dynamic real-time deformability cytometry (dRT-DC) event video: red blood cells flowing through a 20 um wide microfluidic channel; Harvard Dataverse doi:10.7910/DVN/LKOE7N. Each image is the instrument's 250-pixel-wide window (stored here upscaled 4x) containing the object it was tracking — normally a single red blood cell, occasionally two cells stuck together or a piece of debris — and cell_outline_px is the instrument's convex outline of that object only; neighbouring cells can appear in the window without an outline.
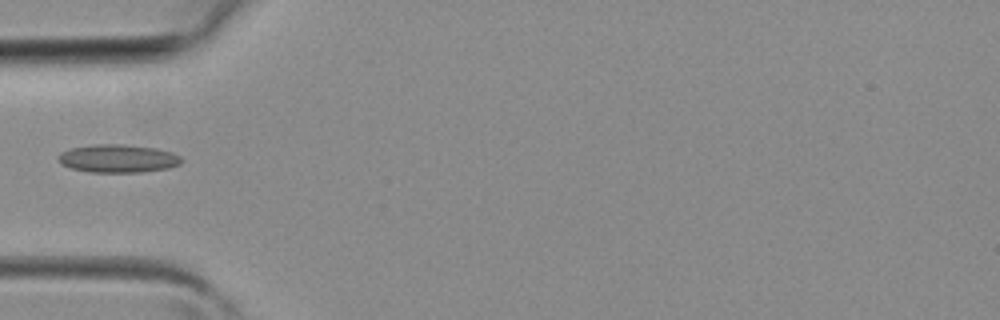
{"species": "common noctule bat (a hibernating species)", "species_latin": "Nyctalus noctula", "temperature_condition": "room temperature", "stored_images_in_passage": 4, "camera_frame_rate_fps": 3000, "um_per_image_px": 0.085, "animal": {"sex": "female", "body_mass_g": 19.3, "forearm_length_mm": 54.1}, "frame": {"image": 1, "passage_image": 4, "time_ms": 1.0, "image_size_px": [1000, 320], "cell_outline_px": [[184, 160], [180, 164], [168, 168], [140, 172], [92, 172], [72, 168], [60, 164], [56, 156], [60, 152], [72, 148], [92, 144], [120, 144], [156, 148], [172, 152], [180, 156]], "centroid_in_image_um": [10.02, 13.47], "position_along_channel_um": 75.0, "area_um2": 20.23}}